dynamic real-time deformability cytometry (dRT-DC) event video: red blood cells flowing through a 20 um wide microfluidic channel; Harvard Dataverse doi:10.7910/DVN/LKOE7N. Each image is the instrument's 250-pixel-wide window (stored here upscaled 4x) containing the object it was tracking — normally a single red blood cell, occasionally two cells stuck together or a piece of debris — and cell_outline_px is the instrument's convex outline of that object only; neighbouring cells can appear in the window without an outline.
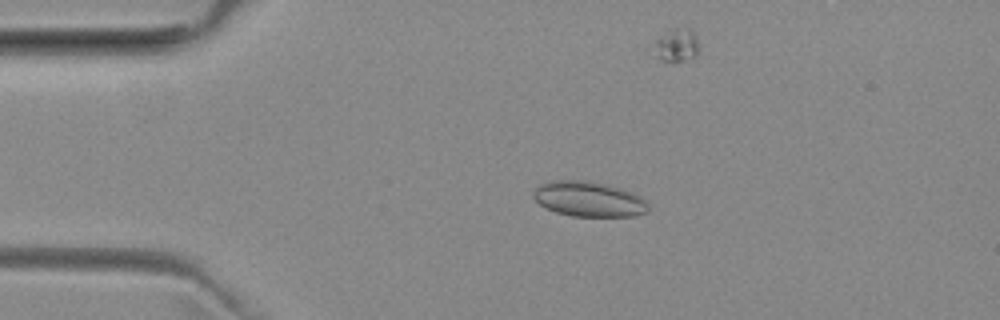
{"species": "common noctule bat (a hibernating species)", "species_latin": "Nyctalus noctula", "temperature_condition": "room temperature", "stored_images_in_passage": 52, "camera_frame_rate_fps": 3000, "um_per_image_px": 0.085, "animal": {"sex": "female", "body_mass_g": 29.2, "forearm_length_mm": 56.3}, "frame": {"image": 1, "passage_image": 10, "time_ms": 3.0, "image_size_px": [1000, 320], "cell_outline_px": [[648, 212], [632, 216], [572, 216], [556, 212], [540, 204], [532, 196], [532, 192], [540, 184], [552, 180], [584, 180], [604, 184], [620, 188], [640, 196], [648, 204]], "centroid_in_image_um": [50.03, 16.92], "position_along_channel_um": 35.0, "area_um2": 23.35}}
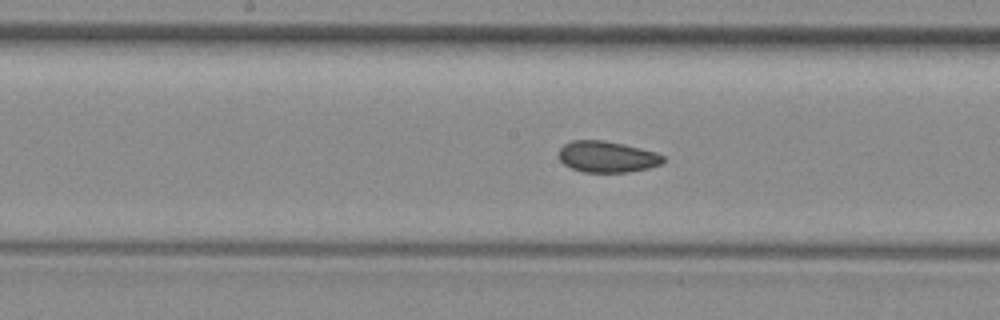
{"frame": {"image": 2, "passage_image": 25, "time_ms": 8.0, "image_size_px": [1000, 320], "cell_outline_px": [[664, 160], [660, 164], [648, 168], [628, 172], [584, 172], [572, 168], [564, 164], [560, 160], [560, 148], [564, 144], [572, 140], [600, 140], [624, 144], [656, 152], [664, 156]], "centroid_in_image_um": [51.6, 13.32], "position_along_channel_um": 196.6, "area_um2": 18.84}}
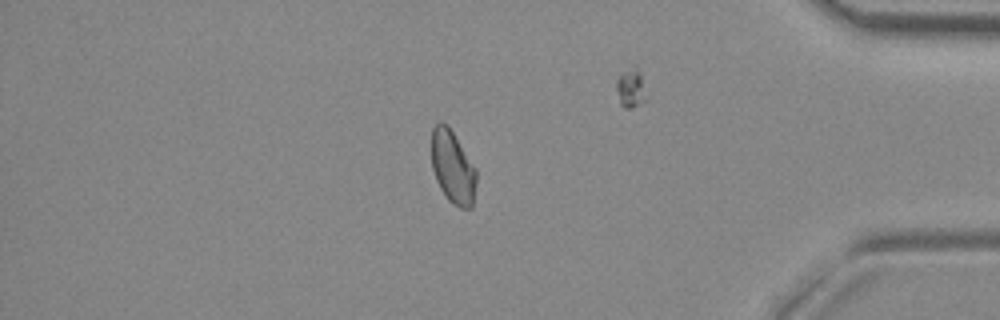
{"frame": {"image": 3, "passage_image": 43, "time_ms": 14.0, "image_size_px": [1000, 320], "cell_outline_px": [[476, 184], [472, 208], [460, 208], [452, 204], [448, 200], [440, 188], [436, 180], [432, 168], [432, 128], [440, 120], [452, 132], [476, 168]], "centroid_in_image_um": [38.48, 14.25], "position_along_channel_um": 396.7, "area_um2": 18.9}, "authors_computed_cell_mechanics": {"area_um2": 19.5364, "velocity_mm_per_s": 3.9685, "shape_relaxation_time_tau1_ms": null, "shape_relaxation_time_tau2_ms": 2.1774, "deformation_change_tau1": null, "deformation_change_tau2": 0.062}}